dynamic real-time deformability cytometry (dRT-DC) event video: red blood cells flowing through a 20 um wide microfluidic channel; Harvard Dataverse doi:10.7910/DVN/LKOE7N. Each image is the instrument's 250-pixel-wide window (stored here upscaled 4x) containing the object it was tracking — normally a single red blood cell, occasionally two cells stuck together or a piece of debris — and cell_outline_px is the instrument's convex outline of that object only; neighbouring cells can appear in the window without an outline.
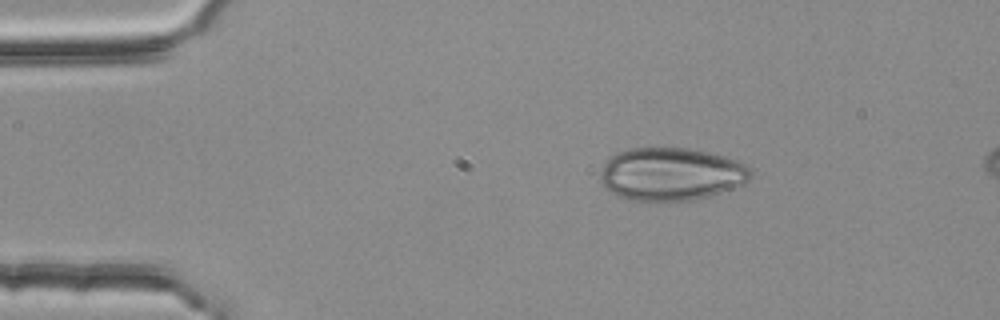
{"species": "common noctule bat (a hibernating species)", "species_latin": "Nyctalus noctula", "temperature_condition": "room temperature", "stored_images_in_passage": 7, "camera_frame_rate_fps": 3000, "um_per_image_px": 0.085, "animal": {"sex": "female", "body_mass_g": 25.1}, "frame": {"image": 1, "passage_image": 1, "time_ms": 0.0, "image_size_px": [1000, 320], "cell_outline_px": [[752, 176], [748, 180], [740, 184], [720, 192], [692, 200], [668, 204], [652, 204], [628, 200], [612, 192], [600, 180], [600, 176], [604, 164], [612, 156], [620, 152], [632, 148], [688, 148], [708, 152], [740, 160], [748, 164], [752, 168]], "centroid_in_image_um": [57.07, 14.83], "position_along_channel_um": 27.9, "area_um2": 47.05}}